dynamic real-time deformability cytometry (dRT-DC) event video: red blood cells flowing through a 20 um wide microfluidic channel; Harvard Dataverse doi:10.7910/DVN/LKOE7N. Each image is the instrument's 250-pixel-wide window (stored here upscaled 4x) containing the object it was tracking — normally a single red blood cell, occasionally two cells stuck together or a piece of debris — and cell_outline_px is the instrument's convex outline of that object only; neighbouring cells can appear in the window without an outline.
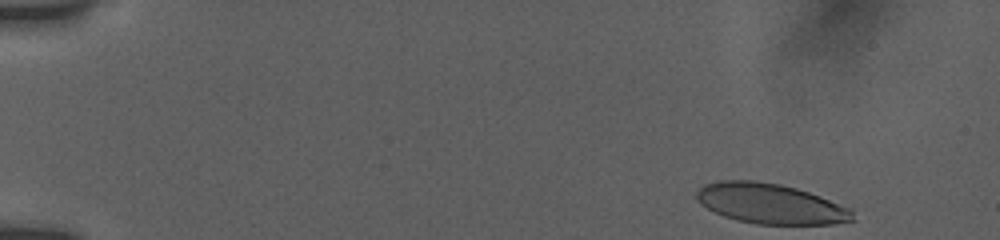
{"species": "human", "species_latin": "Homo sapiens", "temperature_condition": "room temperature", "stored_images_in_passage": 49, "camera_frame_rate_fps": 3000, "um_per_image_px": 0.085, "donor": {"sex": "female"}, "frame": {"image": 1, "passage_image": 1, "time_ms": 0.0, "image_size_px": [1000, 240], "cell_outline_px": [[856, 220], [832, 224], [756, 224], [736, 220], [724, 216], [700, 204], [696, 196], [696, 192], [704, 184], [720, 180], [752, 180], [780, 184], [796, 188], [820, 196], [852, 208]], "centroid_in_image_um": [65.51, 17.31], "position_along_channel_um": 19.5, "area_um2": 36.65}}
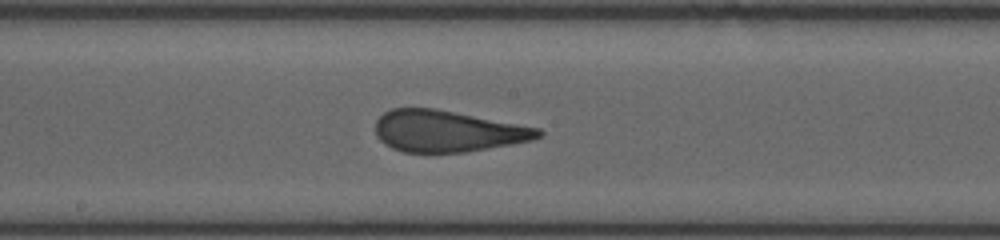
{"frame": {"image": 2, "passage_image": 26, "time_ms": 8.333, "image_size_px": [1000, 240], "cell_outline_px": [[544, 136], [532, 140], [464, 152], [404, 152], [392, 148], [384, 144], [376, 136], [376, 120], [384, 112], [392, 108], [436, 108], [540, 128], [544, 132]], "centroid_in_image_um": [38.03, 11.14], "position_along_channel_um": 210.2, "area_um2": 39.3}}
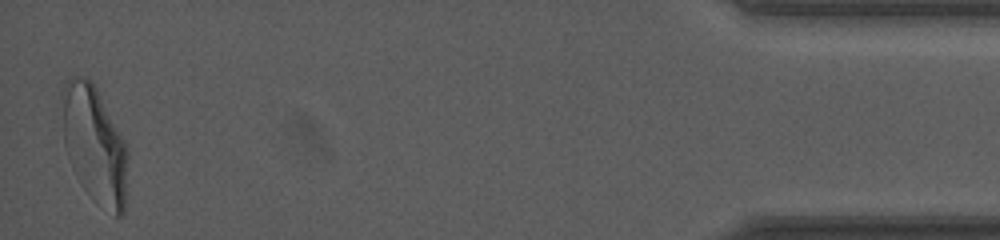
{"frame": {"image": 3, "passage_image": 49, "time_ms": 16.0, "image_size_px": [1000, 240], "cell_outline_px": [[128, 156], [124, 212], [120, 216], [116, 216], [64, 144], [60, 96], [60, 92], [64, 84], [68, 80], [76, 76], [92, 80], [124, 140], [128, 152]], "centroid_in_image_um": [8.07, 11.95], "position_along_channel_um": 427.1, "area_um2": 40.75}, "authors_computed_cell_mechanics": {"area_um2": 40.171, "velocity_mm_per_s": 3.8445, "shape_relaxation_time_tau1_ms": 7.9929, "shape_relaxation_time_tau2_ms": 0.8734, "deformation_change_tau1": 0.2726, "deformation_change_tau2": 0.1119}}